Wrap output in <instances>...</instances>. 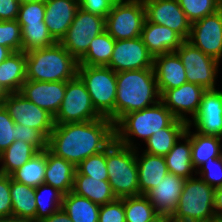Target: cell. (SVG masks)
I'll return each mask as SVG.
<instances>
[{"label": "cell", "mask_w": 222, "mask_h": 222, "mask_svg": "<svg viewBox=\"0 0 222 222\" xmlns=\"http://www.w3.org/2000/svg\"><path fill=\"white\" fill-rule=\"evenodd\" d=\"M0 222H37L31 219H24L16 216L0 217Z\"/></svg>", "instance_id": "816d5d0a"}, {"label": "cell", "mask_w": 222, "mask_h": 222, "mask_svg": "<svg viewBox=\"0 0 222 222\" xmlns=\"http://www.w3.org/2000/svg\"><path fill=\"white\" fill-rule=\"evenodd\" d=\"M153 58L141 37L115 40L111 60L107 67L114 72L153 68Z\"/></svg>", "instance_id": "5bb4252c"}, {"label": "cell", "mask_w": 222, "mask_h": 222, "mask_svg": "<svg viewBox=\"0 0 222 222\" xmlns=\"http://www.w3.org/2000/svg\"><path fill=\"white\" fill-rule=\"evenodd\" d=\"M140 195H145L166 176L168 168L164 156L151 155L136 148Z\"/></svg>", "instance_id": "603a6c76"}, {"label": "cell", "mask_w": 222, "mask_h": 222, "mask_svg": "<svg viewBox=\"0 0 222 222\" xmlns=\"http://www.w3.org/2000/svg\"><path fill=\"white\" fill-rule=\"evenodd\" d=\"M192 130V131H191ZM185 133L191 140V152L193 168L197 170L209 158H218L222 156V138L216 136H205L199 134L187 125Z\"/></svg>", "instance_id": "83f0119b"}, {"label": "cell", "mask_w": 222, "mask_h": 222, "mask_svg": "<svg viewBox=\"0 0 222 222\" xmlns=\"http://www.w3.org/2000/svg\"><path fill=\"white\" fill-rule=\"evenodd\" d=\"M19 0H0V21L17 20Z\"/></svg>", "instance_id": "c3c4849f"}, {"label": "cell", "mask_w": 222, "mask_h": 222, "mask_svg": "<svg viewBox=\"0 0 222 222\" xmlns=\"http://www.w3.org/2000/svg\"><path fill=\"white\" fill-rule=\"evenodd\" d=\"M2 104L15 124L40 131L47 139L54 128V117L19 92L4 94Z\"/></svg>", "instance_id": "7c38bea8"}, {"label": "cell", "mask_w": 222, "mask_h": 222, "mask_svg": "<svg viewBox=\"0 0 222 222\" xmlns=\"http://www.w3.org/2000/svg\"><path fill=\"white\" fill-rule=\"evenodd\" d=\"M3 96H4V94H3L2 91L0 90V104H2Z\"/></svg>", "instance_id": "9f6ffc18"}, {"label": "cell", "mask_w": 222, "mask_h": 222, "mask_svg": "<svg viewBox=\"0 0 222 222\" xmlns=\"http://www.w3.org/2000/svg\"><path fill=\"white\" fill-rule=\"evenodd\" d=\"M117 0H79L82 9L92 14L106 17Z\"/></svg>", "instance_id": "7dc6e473"}, {"label": "cell", "mask_w": 222, "mask_h": 222, "mask_svg": "<svg viewBox=\"0 0 222 222\" xmlns=\"http://www.w3.org/2000/svg\"><path fill=\"white\" fill-rule=\"evenodd\" d=\"M12 216L10 176L0 175V217Z\"/></svg>", "instance_id": "bcb514c9"}, {"label": "cell", "mask_w": 222, "mask_h": 222, "mask_svg": "<svg viewBox=\"0 0 222 222\" xmlns=\"http://www.w3.org/2000/svg\"><path fill=\"white\" fill-rule=\"evenodd\" d=\"M72 192L81 197L88 198L98 205H104L117 199L108 180L81 175L77 170Z\"/></svg>", "instance_id": "4316f807"}, {"label": "cell", "mask_w": 222, "mask_h": 222, "mask_svg": "<svg viewBox=\"0 0 222 222\" xmlns=\"http://www.w3.org/2000/svg\"><path fill=\"white\" fill-rule=\"evenodd\" d=\"M76 170L81 175H86L100 180H108L106 165V149L100 153L89 156L84 159Z\"/></svg>", "instance_id": "f35d334b"}, {"label": "cell", "mask_w": 222, "mask_h": 222, "mask_svg": "<svg viewBox=\"0 0 222 222\" xmlns=\"http://www.w3.org/2000/svg\"><path fill=\"white\" fill-rule=\"evenodd\" d=\"M61 208L73 222H98L100 205L72 191L64 195Z\"/></svg>", "instance_id": "f546056e"}, {"label": "cell", "mask_w": 222, "mask_h": 222, "mask_svg": "<svg viewBox=\"0 0 222 222\" xmlns=\"http://www.w3.org/2000/svg\"><path fill=\"white\" fill-rule=\"evenodd\" d=\"M37 153L38 151L31 144L21 140L14 141L0 154L1 173L10 176Z\"/></svg>", "instance_id": "d6a6232c"}, {"label": "cell", "mask_w": 222, "mask_h": 222, "mask_svg": "<svg viewBox=\"0 0 222 222\" xmlns=\"http://www.w3.org/2000/svg\"><path fill=\"white\" fill-rule=\"evenodd\" d=\"M175 119L160 100L145 109L123 115L114 124L115 140L130 148H139L143 142L162 128H167ZM136 137L140 141L136 140ZM138 141H142L141 145Z\"/></svg>", "instance_id": "3957f363"}, {"label": "cell", "mask_w": 222, "mask_h": 222, "mask_svg": "<svg viewBox=\"0 0 222 222\" xmlns=\"http://www.w3.org/2000/svg\"><path fill=\"white\" fill-rule=\"evenodd\" d=\"M184 183V178L167 173L145 196L158 214L171 217L178 206Z\"/></svg>", "instance_id": "d6986e66"}, {"label": "cell", "mask_w": 222, "mask_h": 222, "mask_svg": "<svg viewBox=\"0 0 222 222\" xmlns=\"http://www.w3.org/2000/svg\"><path fill=\"white\" fill-rule=\"evenodd\" d=\"M45 1L20 4L17 22L19 24H34L44 21Z\"/></svg>", "instance_id": "7bdbcfd3"}, {"label": "cell", "mask_w": 222, "mask_h": 222, "mask_svg": "<svg viewBox=\"0 0 222 222\" xmlns=\"http://www.w3.org/2000/svg\"><path fill=\"white\" fill-rule=\"evenodd\" d=\"M108 182L116 198L140 195L136 149L114 140L106 148Z\"/></svg>", "instance_id": "8992f818"}, {"label": "cell", "mask_w": 222, "mask_h": 222, "mask_svg": "<svg viewBox=\"0 0 222 222\" xmlns=\"http://www.w3.org/2000/svg\"><path fill=\"white\" fill-rule=\"evenodd\" d=\"M188 126L199 134L222 138V88L203 93L198 112Z\"/></svg>", "instance_id": "e0dca14e"}, {"label": "cell", "mask_w": 222, "mask_h": 222, "mask_svg": "<svg viewBox=\"0 0 222 222\" xmlns=\"http://www.w3.org/2000/svg\"><path fill=\"white\" fill-rule=\"evenodd\" d=\"M76 166L46 149V171L44 184L52 186L64 195L74 186Z\"/></svg>", "instance_id": "cb8c5ba5"}, {"label": "cell", "mask_w": 222, "mask_h": 222, "mask_svg": "<svg viewBox=\"0 0 222 222\" xmlns=\"http://www.w3.org/2000/svg\"><path fill=\"white\" fill-rule=\"evenodd\" d=\"M114 45L115 39L105 30L92 39L78 65L107 66L111 60Z\"/></svg>", "instance_id": "1f68e13d"}, {"label": "cell", "mask_w": 222, "mask_h": 222, "mask_svg": "<svg viewBox=\"0 0 222 222\" xmlns=\"http://www.w3.org/2000/svg\"><path fill=\"white\" fill-rule=\"evenodd\" d=\"M64 194L58 189L41 184L35 188L36 215L35 221L51 216L62 207Z\"/></svg>", "instance_id": "e575fe53"}, {"label": "cell", "mask_w": 222, "mask_h": 222, "mask_svg": "<svg viewBox=\"0 0 222 222\" xmlns=\"http://www.w3.org/2000/svg\"><path fill=\"white\" fill-rule=\"evenodd\" d=\"M31 144L38 152L47 149L48 139L38 130L16 124V141Z\"/></svg>", "instance_id": "ee69618b"}, {"label": "cell", "mask_w": 222, "mask_h": 222, "mask_svg": "<svg viewBox=\"0 0 222 222\" xmlns=\"http://www.w3.org/2000/svg\"><path fill=\"white\" fill-rule=\"evenodd\" d=\"M146 19L154 24L164 25L188 40L192 23L181 9L177 0H143Z\"/></svg>", "instance_id": "9a60e30c"}, {"label": "cell", "mask_w": 222, "mask_h": 222, "mask_svg": "<svg viewBox=\"0 0 222 222\" xmlns=\"http://www.w3.org/2000/svg\"><path fill=\"white\" fill-rule=\"evenodd\" d=\"M143 43L153 56L175 52L185 41L177 32L164 25L154 24L147 19L141 32Z\"/></svg>", "instance_id": "7402d4cb"}, {"label": "cell", "mask_w": 222, "mask_h": 222, "mask_svg": "<svg viewBox=\"0 0 222 222\" xmlns=\"http://www.w3.org/2000/svg\"><path fill=\"white\" fill-rule=\"evenodd\" d=\"M12 216L35 220V188L16 182L10 177Z\"/></svg>", "instance_id": "4dcf8cb0"}, {"label": "cell", "mask_w": 222, "mask_h": 222, "mask_svg": "<svg viewBox=\"0 0 222 222\" xmlns=\"http://www.w3.org/2000/svg\"><path fill=\"white\" fill-rule=\"evenodd\" d=\"M215 188L199 176L185 179L171 222H217L214 212Z\"/></svg>", "instance_id": "5b68a950"}, {"label": "cell", "mask_w": 222, "mask_h": 222, "mask_svg": "<svg viewBox=\"0 0 222 222\" xmlns=\"http://www.w3.org/2000/svg\"><path fill=\"white\" fill-rule=\"evenodd\" d=\"M188 20L193 23L222 8V0H177Z\"/></svg>", "instance_id": "74e56055"}, {"label": "cell", "mask_w": 222, "mask_h": 222, "mask_svg": "<svg viewBox=\"0 0 222 222\" xmlns=\"http://www.w3.org/2000/svg\"><path fill=\"white\" fill-rule=\"evenodd\" d=\"M102 118L94 108L82 80L76 76L66 81V91L61 107L54 117V124L81 123Z\"/></svg>", "instance_id": "30bf717a"}, {"label": "cell", "mask_w": 222, "mask_h": 222, "mask_svg": "<svg viewBox=\"0 0 222 222\" xmlns=\"http://www.w3.org/2000/svg\"><path fill=\"white\" fill-rule=\"evenodd\" d=\"M146 11L143 0H117L105 17V30L115 40L141 37Z\"/></svg>", "instance_id": "ba28073f"}, {"label": "cell", "mask_w": 222, "mask_h": 222, "mask_svg": "<svg viewBox=\"0 0 222 222\" xmlns=\"http://www.w3.org/2000/svg\"><path fill=\"white\" fill-rule=\"evenodd\" d=\"M45 0H19L20 4L31 3V2H40Z\"/></svg>", "instance_id": "11a10c76"}, {"label": "cell", "mask_w": 222, "mask_h": 222, "mask_svg": "<svg viewBox=\"0 0 222 222\" xmlns=\"http://www.w3.org/2000/svg\"><path fill=\"white\" fill-rule=\"evenodd\" d=\"M115 123L125 114L160 101L153 68L116 72Z\"/></svg>", "instance_id": "7a4b0ae2"}, {"label": "cell", "mask_w": 222, "mask_h": 222, "mask_svg": "<svg viewBox=\"0 0 222 222\" xmlns=\"http://www.w3.org/2000/svg\"><path fill=\"white\" fill-rule=\"evenodd\" d=\"M196 175L213 188L222 186V156L209 158L196 170Z\"/></svg>", "instance_id": "60d3db41"}, {"label": "cell", "mask_w": 222, "mask_h": 222, "mask_svg": "<svg viewBox=\"0 0 222 222\" xmlns=\"http://www.w3.org/2000/svg\"><path fill=\"white\" fill-rule=\"evenodd\" d=\"M214 212L218 221L222 217V186L215 188Z\"/></svg>", "instance_id": "681fc988"}, {"label": "cell", "mask_w": 222, "mask_h": 222, "mask_svg": "<svg viewBox=\"0 0 222 222\" xmlns=\"http://www.w3.org/2000/svg\"><path fill=\"white\" fill-rule=\"evenodd\" d=\"M149 222H171V219L169 216L158 214L155 218H153Z\"/></svg>", "instance_id": "db71d44e"}, {"label": "cell", "mask_w": 222, "mask_h": 222, "mask_svg": "<svg viewBox=\"0 0 222 222\" xmlns=\"http://www.w3.org/2000/svg\"><path fill=\"white\" fill-rule=\"evenodd\" d=\"M11 53L12 51L9 48L0 45V63L3 62Z\"/></svg>", "instance_id": "f5cc1de1"}, {"label": "cell", "mask_w": 222, "mask_h": 222, "mask_svg": "<svg viewBox=\"0 0 222 222\" xmlns=\"http://www.w3.org/2000/svg\"><path fill=\"white\" fill-rule=\"evenodd\" d=\"M98 222H126L123 198L100 205Z\"/></svg>", "instance_id": "f6af8a7d"}, {"label": "cell", "mask_w": 222, "mask_h": 222, "mask_svg": "<svg viewBox=\"0 0 222 222\" xmlns=\"http://www.w3.org/2000/svg\"><path fill=\"white\" fill-rule=\"evenodd\" d=\"M26 81V52H12L0 63V90L3 94L20 92Z\"/></svg>", "instance_id": "d4e9b609"}, {"label": "cell", "mask_w": 222, "mask_h": 222, "mask_svg": "<svg viewBox=\"0 0 222 222\" xmlns=\"http://www.w3.org/2000/svg\"><path fill=\"white\" fill-rule=\"evenodd\" d=\"M46 171V149L39 151L28 162L14 171L10 177L12 180L36 188L44 184Z\"/></svg>", "instance_id": "836d02e7"}, {"label": "cell", "mask_w": 222, "mask_h": 222, "mask_svg": "<svg viewBox=\"0 0 222 222\" xmlns=\"http://www.w3.org/2000/svg\"><path fill=\"white\" fill-rule=\"evenodd\" d=\"M153 70L160 96L166 90L178 88L187 82L185 68L176 52L155 56Z\"/></svg>", "instance_id": "44dd1931"}, {"label": "cell", "mask_w": 222, "mask_h": 222, "mask_svg": "<svg viewBox=\"0 0 222 222\" xmlns=\"http://www.w3.org/2000/svg\"><path fill=\"white\" fill-rule=\"evenodd\" d=\"M22 30V51L49 47L56 43L44 21L34 24H19Z\"/></svg>", "instance_id": "d590c367"}, {"label": "cell", "mask_w": 222, "mask_h": 222, "mask_svg": "<svg viewBox=\"0 0 222 222\" xmlns=\"http://www.w3.org/2000/svg\"><path fill=\"white\" fill-rule=\"evenodd\" d=\"M190 137L184 132L173 148L164 156L168 172L184 179L196 175L193 168Z\"/></svg>", "instance_id": "484cf974"}, {"label": "cell", "mask_w": 222, "mask_h": 222, "mask_svg": "<svg viewBox=\"0 0 222 222\" xmlns=\"http://www.w3.org/2000/svg\"><path fill=\"white\" fill-rule=\"evenodd\" d=\"M115 140L114 123L107 117L81 123L54 125L47 149L76 167L104 151Z\"/></svg>", "instance_id": "6da1fadb"}, {"label": "cell", "mask_w": 222, "mask_h": 222, "mask_svg": "<svg viewBox=\"0 0 222 222\" xmlns=\"http://www.w3.org/2000/svg\"><path fill=\"white\" fill-rule=\"evenodd\" d=\"M77 76L85 84L96 111L115 124L116 72L107 66L78 65Z\"/></svg>", "instance_id": "52a82bcc"}, {"label": "cell", "mask_w": 222, "mask_h": 222, "mask_svg": "<svg viewBox=\"0 0 222 222\" xmlns=\"http://www.w3.org/2000/svg\"><path fill=\"white\" fill-rule=\"evenodd\" d=\"M40 222H73L65 211L61 208L51 216L42 219Z\"/></svg>", "instance_id": "f907efd6"}, {"label": "cell", "mask_w": 222, "mask_h": 222, "mask_svg": "<svg viewBox=\"0 0 222 222\" xmlns=\"http://www.w3.org/2000/svg\"><path fill=\"white\" fill-rule=\"evenodd\" d=\"M205 91L197 84L186 82L178 88L166 90L160 100L176 119L188 124L197 114Z\"/></svg>", "instance_id": "2e32d148"}, {"label": "cell", "mask_w": 222, "mask_h": 222, "mask_svg": "<svg viewBox=\"0 0 222 222\" xmlns=\"http://www.w3.org/2000/svg\"><path fill=\"white\" fill-rule=\"evenodd\" d=\"M16 141V124L0 104V154Z\"/></svg>", "instance_id": "b9f144b4"}, {"label": "cell", "mask_w": 222, "mask_h": 222, "mask_svg": "<svg viewBox=\"0 0 222 222\" xmlns=\"http://www.w3.org/2000/svg\"><path fill=\"white\" fill-rule=\"evenodd\" d=\"M79 7V0H45L44 22L56 42L68 31Z\"/></svg>", "instance_id": "ffe728a7"}, {"label": "cell", "mask_w": 222, "mask_h": 222, "mask_svg": "<svg viewBox=\"0 0 222 222\" xmlns=\"http://www.w3.org/2000/svg\"><path fill=\"white\" fill-rule=\"evenodd\" d=\"M77 71L78 61L59 42L26 52V80L69 81Z\"/></svg>", "instance_id": "277c9868"}, {"label": "cell", "mask_w": 222, "mask_h": 222, "mask_svg": "<svg viewBox=\"0 0 222 222\" xmlns=\"http://www.w3.org/2000/svg\"><path fill=\"white\" fill-rule=\"evenodd\" d=\"M104 31V17L79 7L68 31L59 43L79 61L86 54L92 39Z\"/></svg>", "instance_id": "8fae6325"}, {"label": "cell", "mask_w": 222, "mask_h": 222, "mask_svg": "<svg viewBox=\"0 0 222 222\" xmlns=\"http://www.w3.org/2000/svg\"><path fill=\"white\" fill-rule=\"evenodd\" d=\"M65 91L66 81L45 82L26 80L22 84L19 93L55 117L61 107Z\"/></svg>", "instance_id": "ac0fdd59"}, {"label": "cell", "mask_w": 222, "mask_h": 222, "mask_svg": "<svg viewBox=\"0 0 222 222\" xmlns=\"http://www.w3.org/2000/svg\"><path fill=\"white\" fill-rule=\"evenodd\" d=\"M187 123L175 119L167 128H162L159 132L153 134L140 148L143 152L151 155L166 156L173 148L175 142L185 132Z\"/></svg>", "instance_id": "f1b7e54d"}, {"label": "cell", "mask_w": 222, "mask_h": 222, "mask_svg": "<svg viewBox=\"0 0 222 222\" xmlns=\"http://www.w3.org/2000/svg\"><path fill=\"white\" fill-rule=\"evenodd\" d=\"M126 222H149L158 213L145 195L123 198Z\"/></svg>", "instance_id": "8d00e7d4"}, {"label": "cell", "mask_w": 222, "mask_h": 222, "mask_svg": "<svg viewBox=\"0 0 222 222\" xmlns=\"http://www.w3.org/2000/svg\"><path fill=\"white\" fill-rule=\"evenodd\" d=\"M175 52L185 68L187 82L197 84L205 90L221 88L220 84L217 85L218 74H220L218 60L204 54L187 40Z\"/></svg>", "instance_id": "9c48e42d"}, {"label": "cell", "mask_w": 222, "mask_h": 222, "mask_svg": "<svg viewBox=\"0 0 222 222\" xmlns=\"http://www.w3.org/2000/svg\"><path fill=\"white\" fill-rule=\"evenodd\" d=\"M187 41L222 63V8L193 22Z\"/></svg>", "instance_id": "4fadbf2b"}, {"label": "cell", "mask_w": 222, "mask_h": 222, "mask_svg": "<svg viewBox=\"0 0 222 222\" xmlns=\"http://www.w3.org/2000/svg\"><path fill=\"white\" fill-rule=\"evenodd\" d=\"M0 45L12 52L22 51V30L17 20L0 21Z\"/></svg>", "instance_id": "ab89813d"}]
</instances>
